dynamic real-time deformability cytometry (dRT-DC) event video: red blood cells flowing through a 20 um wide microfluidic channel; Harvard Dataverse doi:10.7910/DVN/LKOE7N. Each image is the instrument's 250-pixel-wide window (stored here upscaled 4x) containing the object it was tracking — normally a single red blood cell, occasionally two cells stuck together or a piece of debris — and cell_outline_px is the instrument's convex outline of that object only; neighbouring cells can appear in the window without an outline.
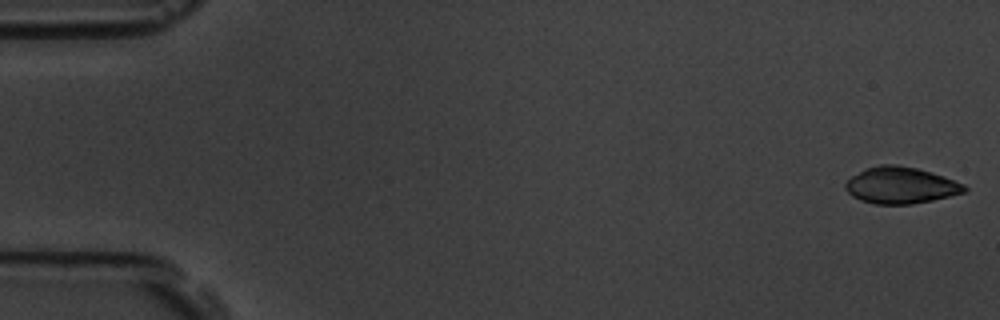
{"species": "common noctule bat (a hibernating species)", "species_latin": "Nyctalus noctula", "temperature_condition": "room temperature", "stored_images_in_passage": 57, "camera_frame_rate_fps": 3000, "um_per_image_px": 0.085, "animal": {"sex": "male", "body_mass_g": 19.5, "forearm_length_mm": 54.6}, "frame": {"image": 1, "passage_image": 1, "time_ms": 0.0, "image_size_px": [1000, 320], "cell_outline_px": [[968, 192], [932, 200], [912, 204], [876, 204], [860, 200], [852, 196], [844, 188], [844, 184], [852, 176], [864, 168], [880, 164], [896, 164], [916, 168], [932, 172], [944, 176], [964, 184], [968, 188]], "centroid_in_image_um": [76.57, 15.74], "position_along_channel_um": 8.4, "area_um2": 25.55}}
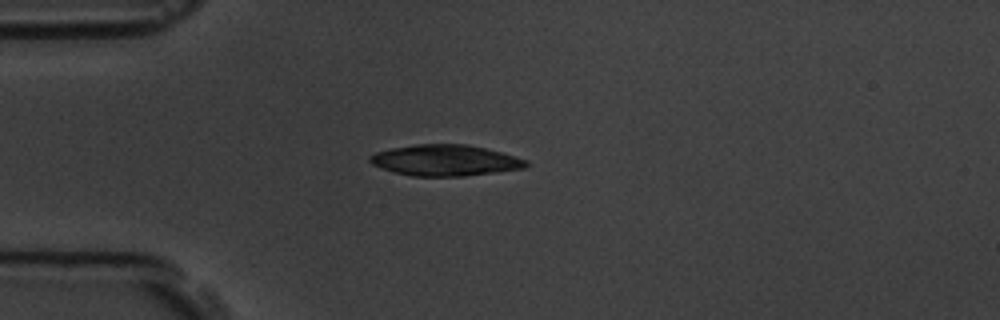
{"frame": {"image": 2, "passage_image": 15, "time_ms": 4.667, "image_size_px": [1000, 320], "cell_outline_px": [[528, 164], [524, 168], [496, 172], [464, 176], [412, 176], [392, 172], [372, 164], [368, 160], [368, 156], [376, 152], [392, 148], [416, 144], [468, 144], [500, 152], [528, 160]], "centroid_in_image_um": [37.81, 13.63], "position_along_channel_um": 47.2, "area_um2": 28.21}}
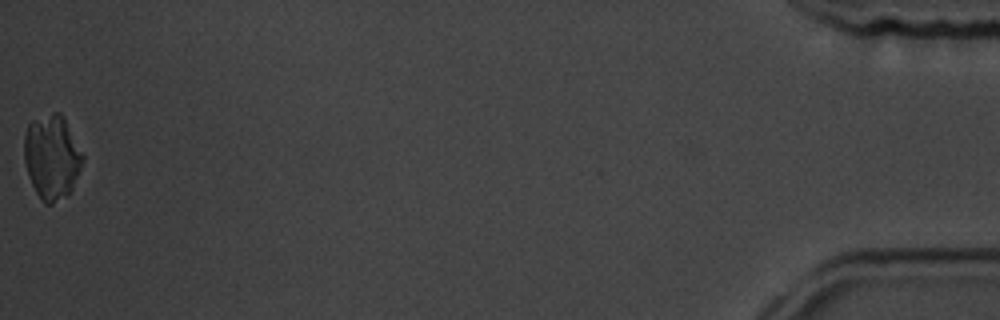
{"frame": {"image": 3, "passage_image": 57, "time_ms": 18.667, "image_size_px": [1000, 320], "cell_outline_px": [[84, 160], [72, 188], [68, 196], [52, 204], [44, 204], [40, 200], [28, 176], [24, 160], [24, 136], [28, 124], [32, 120], [52, 112], [60, 112], [64, 116], [84, 156]], "centroid_in_image_um": [4.4, 13.35], "position_along_channel_um": 430.8, "area_um2": 29.07}}